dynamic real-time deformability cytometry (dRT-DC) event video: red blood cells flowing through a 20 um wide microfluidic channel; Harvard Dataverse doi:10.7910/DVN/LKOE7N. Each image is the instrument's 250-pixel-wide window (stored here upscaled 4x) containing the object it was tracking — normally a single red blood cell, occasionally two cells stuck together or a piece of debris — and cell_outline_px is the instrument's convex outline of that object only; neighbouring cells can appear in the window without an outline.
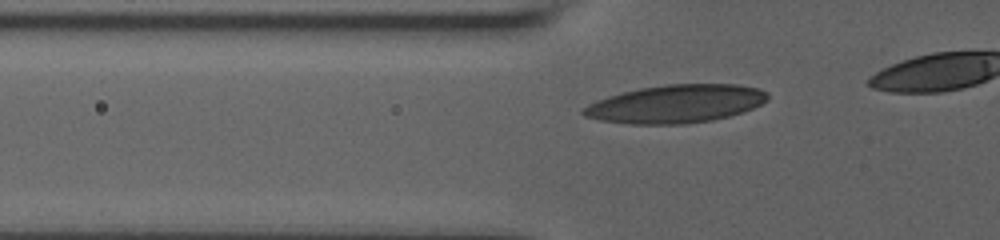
{"species": "human", "species_latin": "Homo sapiens", "temperature_condition": "room temperature", "stored_images_in_passage": 16, "camera_frame_rate_fps": 3000, "um_per_image_px": 0.085, "donor": {"sex": "male"}, "frame": {"image": 1, "passage_image": 11, "time_ms": 2.333, "image_size_px": [1000, 240], "cell_outline_px": [[768, 100], [752, 108], [728, 116], [712, 120], [684, 124], [628, 124], [600, 120], [584, 116], [580, 112], [580, 108], [596, 100], [608, 96], [640, 88], [664, 84], [736, 84], [756, 88], [768, 92]], "centroid_in_image_um": [57.4, 8.83], "position_along_channel_um": 68.4, "area_um2": 40.92}}